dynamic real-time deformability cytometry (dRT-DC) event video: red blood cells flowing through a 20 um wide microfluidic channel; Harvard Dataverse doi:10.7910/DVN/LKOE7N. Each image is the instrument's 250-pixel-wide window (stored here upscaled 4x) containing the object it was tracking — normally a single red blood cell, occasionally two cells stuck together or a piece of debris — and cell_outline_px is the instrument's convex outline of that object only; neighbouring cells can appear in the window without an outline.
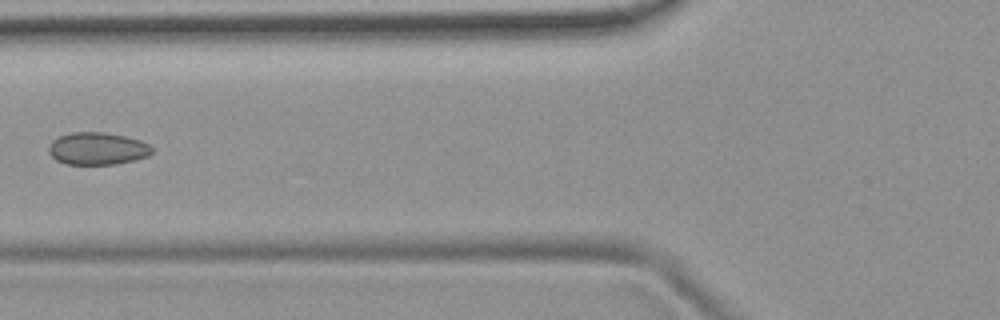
{"species": "common noctule bat (a hibernating species)", "species_latin": "Nyctalus noctula", "temperature_condition": "room temperature", "stored_images_in_passage": 10, "camera_frame_rate_fps": 3000, "um_per_image_px": 0.085, "animal": {"sex": "female", "body_mass_g": 19.9}, "frame": {"image": 1, "passage_image": 6, "time_ms": 6.667, "image_size_px": [1000, 320], "cell_outline_px": [[152, 152], [148, 156], [116, 164], [64, 164], [56, 160], [48, 152], [48, 148], [52, 140], [60, 136], [72, 132], [104, 132], [124, 136], [140, 140], [148, 144], [152, 148]], "centroid_in_image_um": [8.25, 12.63], "position_along_channel_um": 117.5, "area_um2": 19.42}}
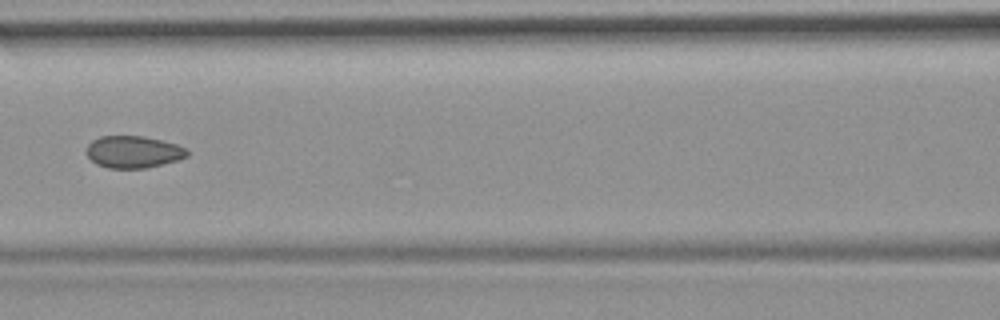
{"frame": {"image": 2, "passage_image": 7, "time_ms": 7.667, "image_size_px": [1000, 320], "cell_outline_px": [[188, 156], [176, 160], [148, 168], [108, 168], [96, 164], [88, 156], [88, 144], [92, 140], [100, 136], [144, 136], [176, 144], [184, 148], [188, 152]], "centroid_in_image_um": [11.32, 12.91], "position_along_channel_um": 155.3, "area_um2": 18.61}}